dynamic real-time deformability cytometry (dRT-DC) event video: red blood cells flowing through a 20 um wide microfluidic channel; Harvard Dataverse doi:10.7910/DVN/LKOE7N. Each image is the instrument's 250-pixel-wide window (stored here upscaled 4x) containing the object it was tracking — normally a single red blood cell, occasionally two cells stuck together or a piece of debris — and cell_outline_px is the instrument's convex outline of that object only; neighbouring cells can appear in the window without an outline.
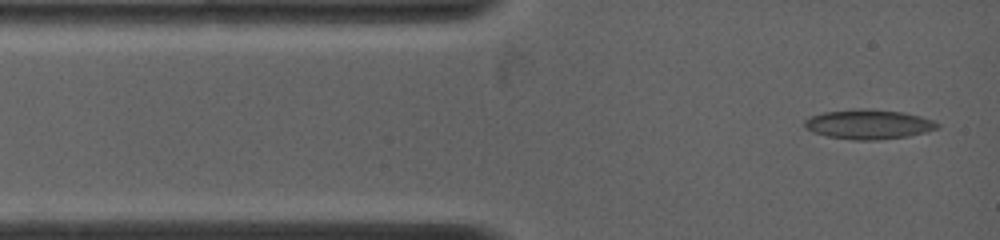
{"species": "common noctule bat (a hibernating species)", "species_latin": "Nyctalus noctula", "temperature_condition": "warm", "stored_images_in_passage": 34, "camera_frame_rate_fps": 4500, "um_per_image_px": 0.085, "animal": {"sex": "female", "body_mass_g": 19.0, "forearm_length_mm": 53.3}, "frame": {"image": 1, "passage_image": 1, "time_ms": 0.0, "image_size_px": [1000, 240], "cell_outline_px": [[940, 124], [936, 128], [924, 132], [908, 136], [876, 140], [852, 140], [828, 136], [812, 132], [804, 128], [804, 120], [812, 116], [824, 112], [860, 108], [864, 108], [904, 112], [920, 116], [932, 120]], "centroid_in_image_um": [73.79, 10.56], "position_along_channel_um": 11.2, "area_um2": 22.83}}
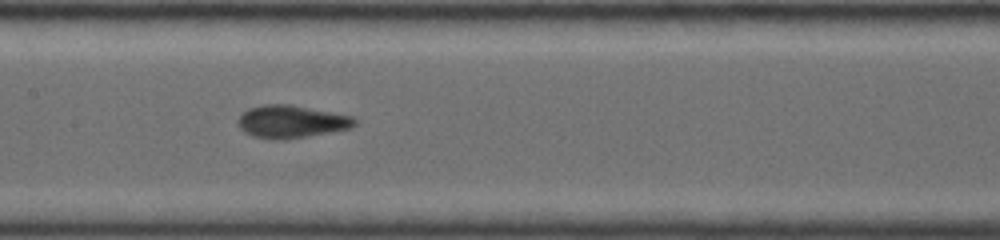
{"frame": {"image": 2, "passage_image": 15, "time_ms": 5.333, "image_size_px": [1000, 240], "cell_outline_px": [[356, 124], [352, 128], [280, 140], [272, 140], [252, 136], [244, 132], [240, 128], [236, 120], [248, 108], [264, 104], [292, 104], [352, 116], [356, 120]], "centroid_in_image_um": [24.73, 10.33], "position_along_channel_um": 182.7, "area_um2": 22.2}}
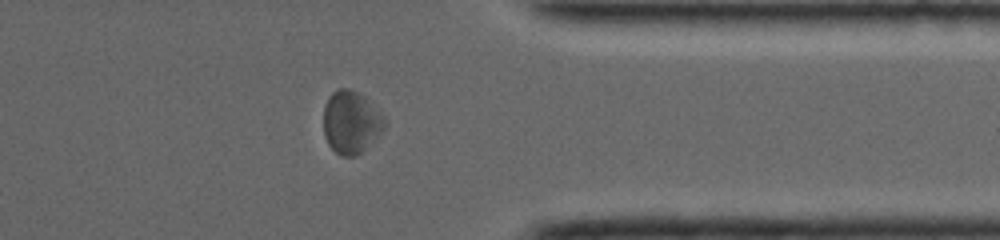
{"frame": {"image": 3, "passage_image": 29, "time_ms": 10.667, "image_size_px": [1000, 240], "cell_outline_px": [[384, 128], [356, 156], [340, 156], [328, 144], [324, 136], [324, 108], [328, 96], [332, 92], [340, 88], [348, 88], [360, 92], [384, 116]], "centroid_in_image_um": [29.8, 10.35], "position_along_channel_um": 381.6, "area_um2": 22.02}}